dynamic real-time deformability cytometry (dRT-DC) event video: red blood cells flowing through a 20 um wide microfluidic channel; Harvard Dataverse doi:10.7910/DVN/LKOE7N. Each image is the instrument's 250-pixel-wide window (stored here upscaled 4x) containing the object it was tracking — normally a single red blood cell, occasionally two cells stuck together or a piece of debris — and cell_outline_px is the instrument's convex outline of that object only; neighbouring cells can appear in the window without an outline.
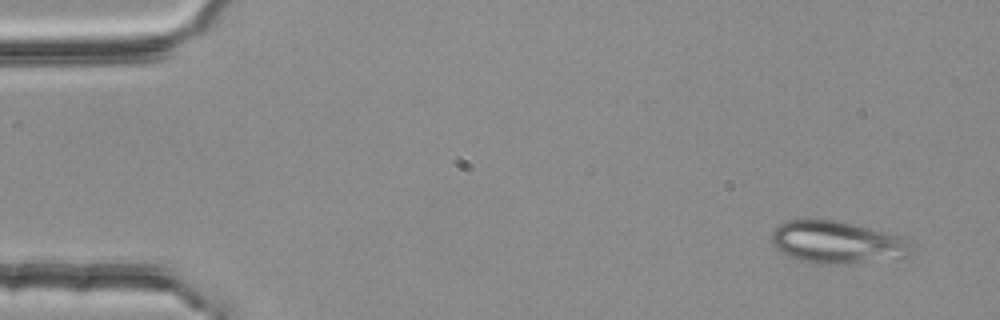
{"species": "common noctule bat (a hibernating species)", "species_latin": "Nyctalus noctula", "temperature_condition": "room temperature", "stored_images_in_passage": 4, "camera_frame_rate_fps": 3000, "um_per_image_px": 0.085, "animal": {"sex": "female", "body_mass_g": 25.1}, "frame": {"image": 1, "passage_image": 1, "time_ms": 0.0, "image_size_px": [1000, 320], "cell_outline_px": [[916, 252], [912, 256], [824, 264], [820, 264], [800, 260], [788, 256], [776, 248], [772, 244], [772, 232], [784, 220], [836, 220], [900, 236], [908, 240], [912, 244]], "centroid_in_image_um": [71.15, 20.58], "position_along_channel_um": 13.8, "area_um2": 33.87}}